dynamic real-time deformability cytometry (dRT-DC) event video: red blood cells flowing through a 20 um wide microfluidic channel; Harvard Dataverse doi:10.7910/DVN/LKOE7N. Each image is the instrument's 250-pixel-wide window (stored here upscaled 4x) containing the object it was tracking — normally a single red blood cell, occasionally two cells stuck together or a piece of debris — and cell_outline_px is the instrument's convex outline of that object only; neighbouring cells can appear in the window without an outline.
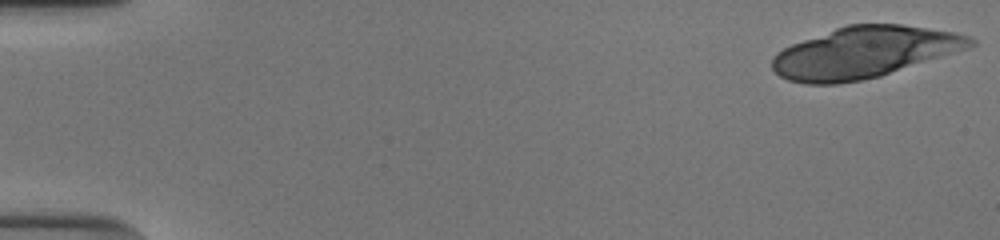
{"species": "human", "species_latin": "Homo sapiens", "temperature_condition": "cold", "stored_images_in_passage": 22, "camera_frame_rate_fps": 3000, "um_per_image_px": 0.085, "donor": {"sex": "male"}, "frame": {"image": 1, "passage_image": 1, "time_ms": 0.0, "image_size_px": [1000, 240], "cell_outline_px": [[976, 44], [880, 76], [860, 80], [836, 84], [804, 84], [788, 80], [780, 76], [772, 68], [772, 56], [776, 52], [792, 44], [836, 28], [848, 24], [900, 24], [952, 32], [968, 36], [976, 40]], "centroid_in_image_um": [73.37, 4.46], "position_along_channel_um": 11.6, "area_um2": 58.2}}